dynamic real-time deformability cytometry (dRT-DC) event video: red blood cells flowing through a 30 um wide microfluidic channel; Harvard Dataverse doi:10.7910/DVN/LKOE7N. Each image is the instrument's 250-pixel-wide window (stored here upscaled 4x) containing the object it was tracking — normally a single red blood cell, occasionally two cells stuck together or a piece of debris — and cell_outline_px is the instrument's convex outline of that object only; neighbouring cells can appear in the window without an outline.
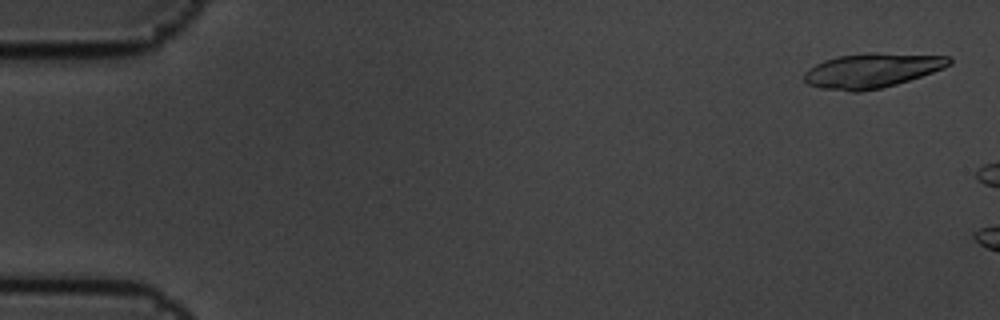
{"species": "common noctule bat (a hibernating species)", "species_latin": "Nyctalus noctula", "temperature_condition": "cold", "stored_images_in_passage": 3, "camera_frame_rate_fps": 3000, "um_per_image_px": 0.085, "animal": {"sex": "male", "body_mass_g": 19.5, "forearm_length_mm": 54.6}, "frame": {"image": 1, "passage_image": 1, "time_ms": 0.0, "image_size_px": [1000, 320], "cell_outline_px": [[952, 64], [944, 68], [896, 84], [880, 88], [860, 92], [848, 92], [820, 88], [808, 84], [804, 80], [804, 72], [808, 68], [824, 60], [840, 56], [872, 52], [952, 56]], "centroid_in_image_um": [74.12, 5.99], "position_along_channel_um": 10.9, "area_um2": 29.3}}